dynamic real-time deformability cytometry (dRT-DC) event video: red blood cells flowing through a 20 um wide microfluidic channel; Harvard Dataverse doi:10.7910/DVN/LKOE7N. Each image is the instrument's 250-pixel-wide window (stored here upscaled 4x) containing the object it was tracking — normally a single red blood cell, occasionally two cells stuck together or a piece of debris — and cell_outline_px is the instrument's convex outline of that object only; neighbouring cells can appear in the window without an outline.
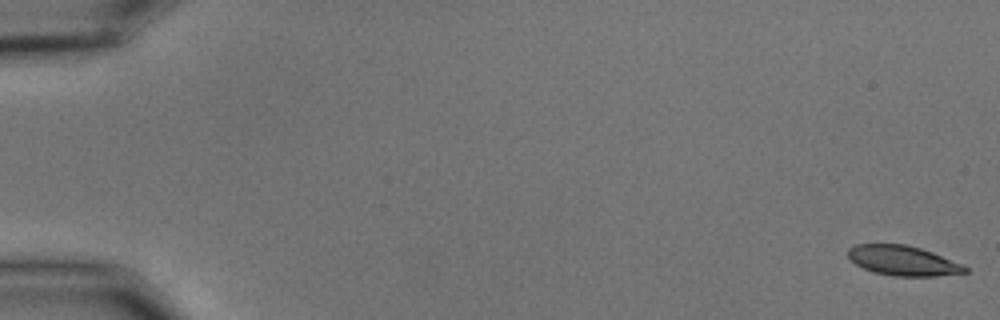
{"species": "common noctule bat (a hibernating species)", "species_latin": "Nyctalus noctula", "temperature_condition": "cold", "stored_images_in_passage": 13, "camera_frame_rate_fps": 3000, "um_per_image_px": 0.085, "animal": {"sex": "male", "body_mass_g": 15.6}, "frame": {"image": 1, "passage_image": 1, "time_ms": 0.0, "image_size_px": [1000, 320], "cell_outline_px": [[968, 272], [936, 276], [892, 276], [872, 272], [856, 264], [848, 256], [848, 248], [856, 244], [904, 244], [920, 248], [932, 252], [960, 264], [968, 268]], "centroid_in_image_um": [76.72, 22.16], "position_along_channel_um": 8.3, "area_um2": 20.17}}